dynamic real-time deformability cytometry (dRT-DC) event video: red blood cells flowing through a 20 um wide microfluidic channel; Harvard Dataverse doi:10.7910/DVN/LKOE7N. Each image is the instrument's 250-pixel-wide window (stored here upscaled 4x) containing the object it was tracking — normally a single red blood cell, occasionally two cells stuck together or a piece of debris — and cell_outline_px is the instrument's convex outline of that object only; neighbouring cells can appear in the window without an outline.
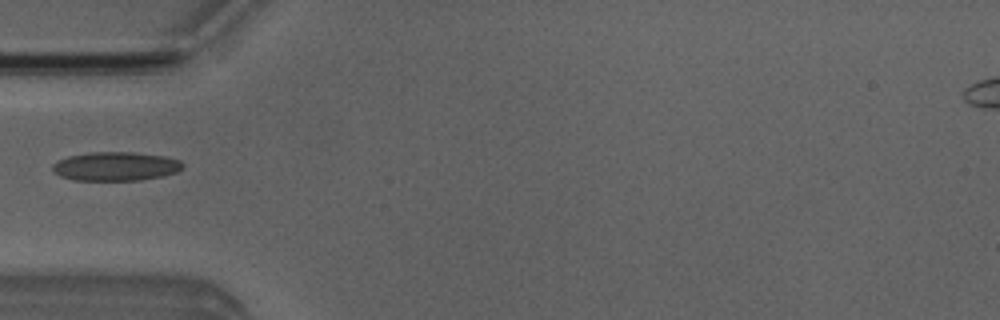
{"species": "Egyptian fruit bat (a non-hibernating species)", "species_latin": "Rousettus aegyptiacus", "temperature_condition": "room temperature", "stored_images_in_passage": 6, "camera_frame_rate_fps": 3000, "um_per_image_px": 0.085, "animal": {"sex": "male"}, "frame": {"image": 1, "passage_image": 5, "time_ms": 4.333, "image_size_px": [1000, 320], "cell_outline_px": [[184, 168], [176, 172], [164, 176], [140, 180], [72, 180], [60, 176], [52, 168], [52, 164], [56, 160], [68, 156], [92, 152], [132, 152], [164, 156], [180, 160], [184, 164]], "centroid_in_image_um": [9.84, 14.14], "position_along_channel_um": 75.2, "area_um2": 22.02}}